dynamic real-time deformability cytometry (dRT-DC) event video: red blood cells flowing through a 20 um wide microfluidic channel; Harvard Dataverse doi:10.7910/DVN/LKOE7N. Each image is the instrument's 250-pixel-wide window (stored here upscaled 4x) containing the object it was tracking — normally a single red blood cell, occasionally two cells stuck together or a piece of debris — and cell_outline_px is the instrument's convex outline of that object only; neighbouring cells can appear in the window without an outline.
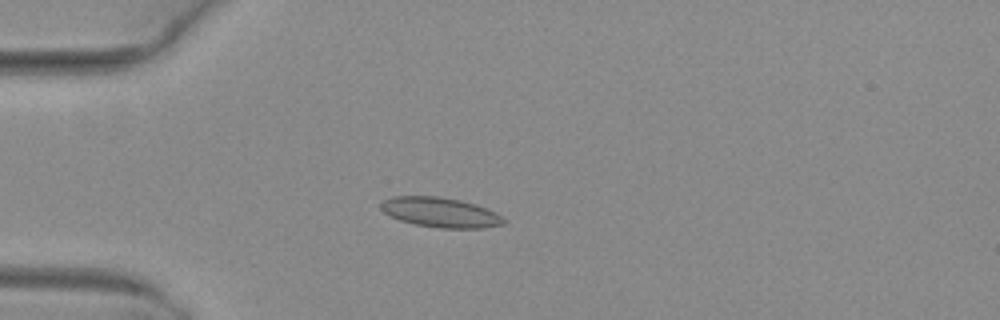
{"species": "common noctule bat (a hibernating species)", "species_latin": "Nyctalus noctula", "temperature_condition": "warm", "stored_images_in_passage": 2, "camera_frame_rate_fps": 3000, "um_per_image_px": 0.085, "animal": {"sex": "female", "body_mass_g": 29.2, "forearm_length_mm": 56.3}, "frame": {"image": 1, "passage_image": 1, "time_ms": 0.0, "image_size_px": [1000, 320], "cell_outline_px": [[508, 220], [504, 224], [484, 228], [440, 228], [416, 224], [400, 220], [384, 212], [380, 208], [380, 204], [384, 200], [392, 196], [440, 196], [460, 200], [476, 204], [496, 212]], "centroid_in_image_um": [37.48, 18.05], "position_along_channel_um": 47.5, "area_um2": 21.44}}